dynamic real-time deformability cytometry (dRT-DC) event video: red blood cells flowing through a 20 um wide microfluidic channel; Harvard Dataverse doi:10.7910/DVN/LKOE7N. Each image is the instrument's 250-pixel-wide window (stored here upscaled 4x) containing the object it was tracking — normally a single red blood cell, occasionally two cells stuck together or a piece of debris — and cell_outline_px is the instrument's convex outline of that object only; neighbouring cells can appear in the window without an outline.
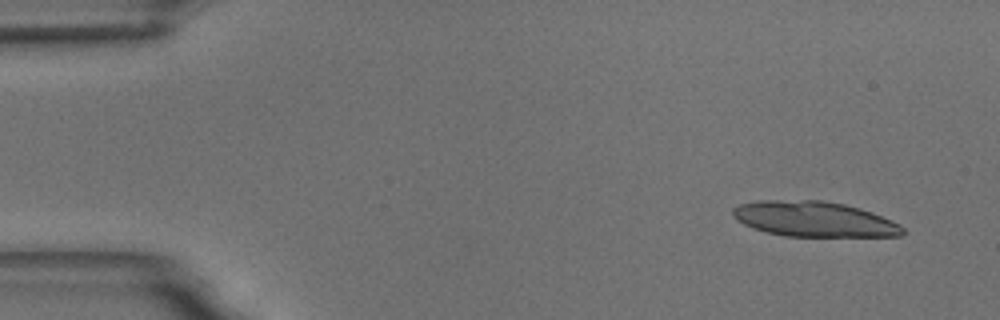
{"species": "common noctule bat (a hibernating species)", "species_latin": "Nyctalus noctula", "temperature_condition": "room temperature", "stored_images_in_passage": 52, "segment_of_instrument_passage": [1, 2], "camera_frame_rate_fps": 3000, "um_per_image_px": 0.085, "animal": {"sex": "male", "body_mass_g": 18.8}, "frame": {"image": 1, "passage_image": 1, "time_ms": 0.0, "image_size_px": [1000, 320], "cell_outline_px": [[904, 232], [900, 236], [784, 236], [752, 228], [736, 220], [732, 216], [732, 208], [740, 204], [760, 200], [820, 200], [844, 204], [860, 208], [872, 212], [892, 220], [900, 224], [904, 228]], "centroid_in_image_um": [69.19, 18.62], "position_along_channel_um": 15.8, "area_um2": 34.97}}